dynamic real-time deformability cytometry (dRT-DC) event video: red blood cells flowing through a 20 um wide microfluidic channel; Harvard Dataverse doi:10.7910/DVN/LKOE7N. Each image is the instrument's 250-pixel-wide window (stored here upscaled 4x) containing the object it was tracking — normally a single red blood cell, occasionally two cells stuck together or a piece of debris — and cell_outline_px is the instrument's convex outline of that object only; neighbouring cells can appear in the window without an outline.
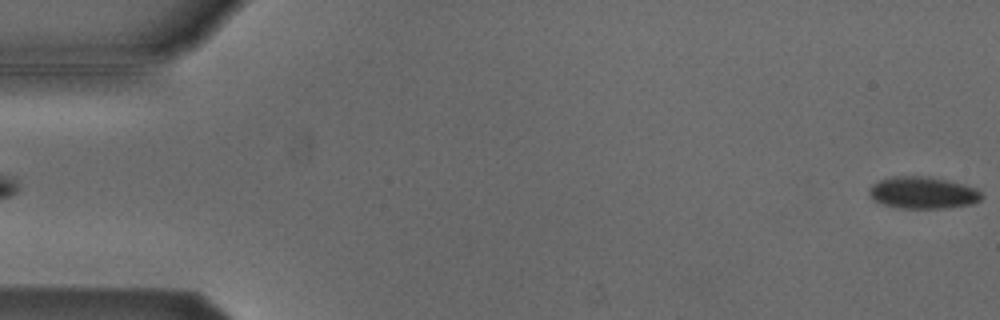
{"species": "Egyptian fruit bat (a non-hibernating species)", "species_latin": "Rousettus aegyptiacus", "temperature_condition": "cold", "stored_images_in_passage": 5, "camera_frame_rate_fps": 3000, "um_per_image_px": 0.085, "animal": {"sex": "male"}, "frame": {"image": 1, "passage_image": 5, "time_ms": 1.333, "image_size_px": [1000, 320], "cell_outline_px": [[984, 196], [980, 200], [972, 204], [944, 208], [900, 208], [884, 204], [872, 200], [868, 192], [868, 188], [872, 184], [880, 180], [892, 176], [928, 176], [976, 188]], "centroid_in_image_um": [78.4, 16.38], "position_along_channel_um": 6.6, "area_um2": 20.87}}